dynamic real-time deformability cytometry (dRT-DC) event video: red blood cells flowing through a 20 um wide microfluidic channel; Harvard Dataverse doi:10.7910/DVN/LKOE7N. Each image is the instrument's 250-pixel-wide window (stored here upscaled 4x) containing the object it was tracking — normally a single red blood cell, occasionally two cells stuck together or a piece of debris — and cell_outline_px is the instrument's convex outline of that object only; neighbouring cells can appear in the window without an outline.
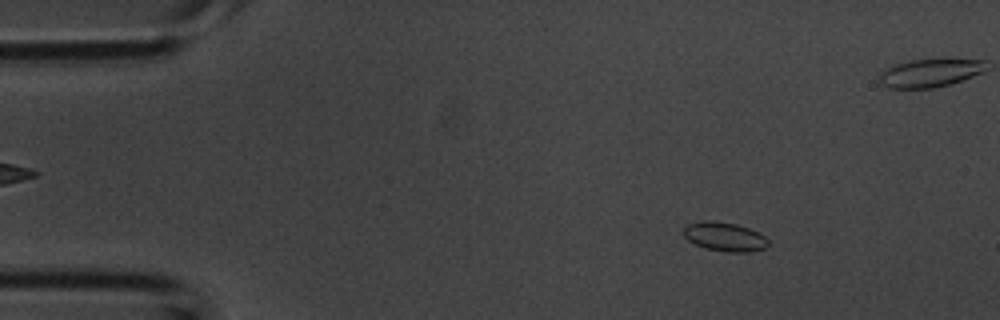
{"species": "common noctule bat (a hibernating species)", "species_latin": "Nyctalus noctula", "temperature_condition": "room temperature", "stored_images_in_passage": 39, "camera_frame_rate_fps": 3000, "um_per_image_px": 0.085, "animal": {"sex": "male", "body_mass_g": 20.1, "forearm_length_mm": 53.5}, "frame": {"image": 1, "passage_image": 1, "time_ms": 0.0, "image_size_px": [1000, 320], "cell_outline_px": [[768, 244], [764, 248], [748, 252], [728, 252], [704, 248], [688, 240], [684, 236], [684, 224], [704, 220], [712, 220], [736, 224], [760, 232], [768, 240]], "centroid_in_image_um": [61.57, 20.11], "position_along_channel_um": 23.4, "area_um2": 14.39}}
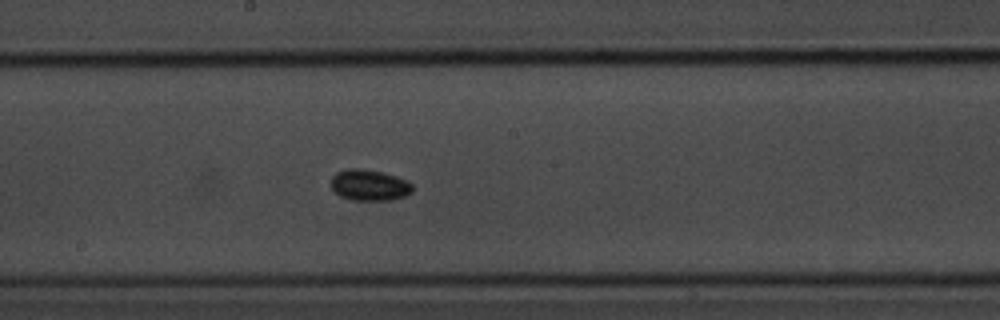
{"frame": {"image": 2, "passage_image": 18, "time_ms": 5.667, "image_size_px": [1000, 320], "cell_outline_px": [[412, 192], [404, 196], [392, 200], [352, 200], [340, 196], [332, 188], [332, 176], [336, 172], [348, 168], [360, 168], [384, 172], [396, 176], [412, 184]], "centroid_in_image_um": [31.39, 15.73], "position_along_channel_um": 216.8, "area_um2": 14.74}}
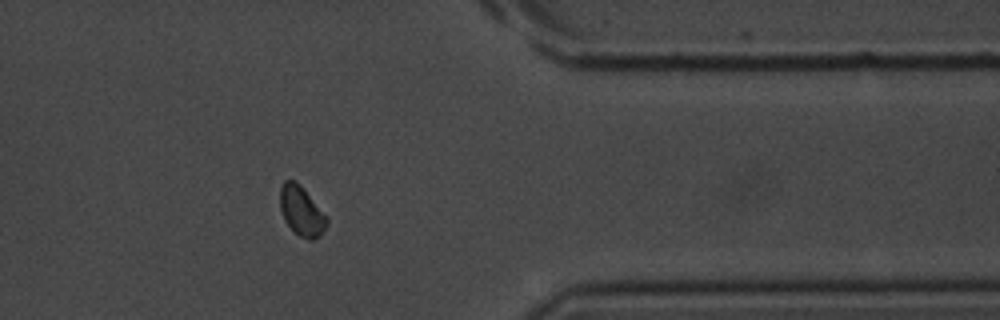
{"frame": {"image": 3, "passage_image": 30, "time_ms": 9.667, "image_size_px": [1000, 320], "cell_outline_px": [[328, 224], [320, 236], [312, 240], [308, 240], [300, 236], [284, 220], [280, 208], [280, 188], [284, 180], [296, 180], [300, 184], [328, 216]], "centroid_in_image_um": [25.65, 17.92], "position_along_channel_um": 385.7, "area_um2": 13.64}}